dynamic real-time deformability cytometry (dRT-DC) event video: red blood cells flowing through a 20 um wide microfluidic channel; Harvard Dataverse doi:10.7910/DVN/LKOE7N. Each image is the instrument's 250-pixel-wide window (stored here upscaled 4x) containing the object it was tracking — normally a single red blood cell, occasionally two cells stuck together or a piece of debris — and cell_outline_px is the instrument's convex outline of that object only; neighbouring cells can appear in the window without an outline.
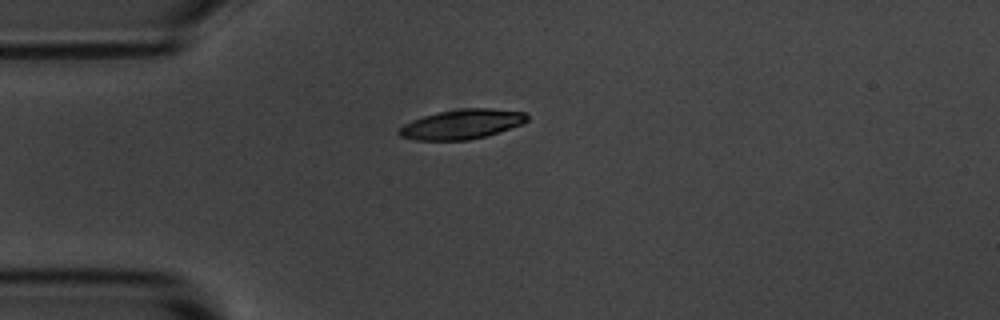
{"species": "common noctule bat (a hibernating species)", "species_latin": "Nyctalus noctula", "temperature_condition": "room temperature", "stored_images_in_passage": 37, "camera_frame_rate_fps": 3000, "um_per_image_px": 0.085, "animal": {"sex": "male", "body_mass_g": 20.1, "forearm_length_mm": 53.5}, "frame": {"image": 1, "passage_image": 1, "time_ms": 0.0, "image_size_px": [1000, 320], "cell_outline_px": [[528, 120], [524, 124], [484, 136], [468, 140], [416, 140], [400, 136], [396, 132], [404, 124], [412, 120], [424, 116], [440, 112], [460, 108], [492, 108], [524, 112], [528, 116]], "centroid_in_image_um": [39.27, 10.55], "position_along_channel_um": 45.7, "area_um2": 22.02}}
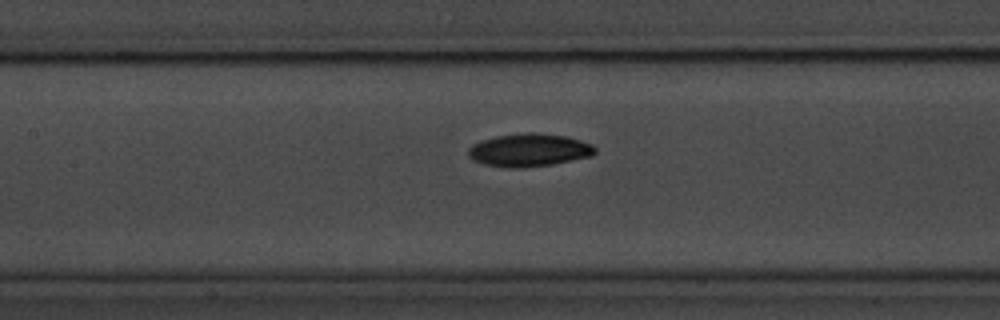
{"frame": {"image": 2, "passage_image": 12, "time_ms": 3.667, "image_size_px": [1000, 320], "cell_outline_px": [[596, 152], [592, 156], [552, 164], [520, 168], [512, 168], [484, 164], [472, 160], [468, 156], [468, 148], [472, 144], [496, 136], [528, 132], [532, 132], [568, 136], [592, 144], [596, 148]], "centroid_in_image_um": [44.98, 12.75], "position_along_channel_um": 162.4, "area_um2": 24.33}}
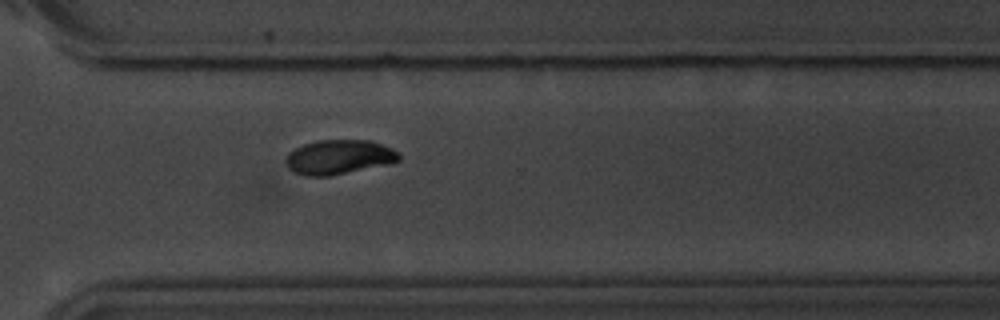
{"frame": {"image": 3, "passage_image": 27, "time_ms": 8.667, "image_size_px": [1000, 320], "cell_outline_px": [[400, 160], [392, 164], [328, 176], [304, 176], [288, 168], [284, 160], [288, 152], [304, 144], [316, 140], [368, 140], [392, 148], [400, 156]], "centroid_in_image_um": [28.8, 13.36], "position_along_channel_um": 341.8, "area_um2": 22.83}, "authors_computed_cell_mechanics": {"area_um2": 23.0044, "velocity_mm_per_s": 3.5996, "shape_relaxation_time_tau1_ms": 3.1205, "shape_relaxation_time_tau2_ms": null, "deformation_change_tau1": 0.1187, "deformation_change_tau2": null}}